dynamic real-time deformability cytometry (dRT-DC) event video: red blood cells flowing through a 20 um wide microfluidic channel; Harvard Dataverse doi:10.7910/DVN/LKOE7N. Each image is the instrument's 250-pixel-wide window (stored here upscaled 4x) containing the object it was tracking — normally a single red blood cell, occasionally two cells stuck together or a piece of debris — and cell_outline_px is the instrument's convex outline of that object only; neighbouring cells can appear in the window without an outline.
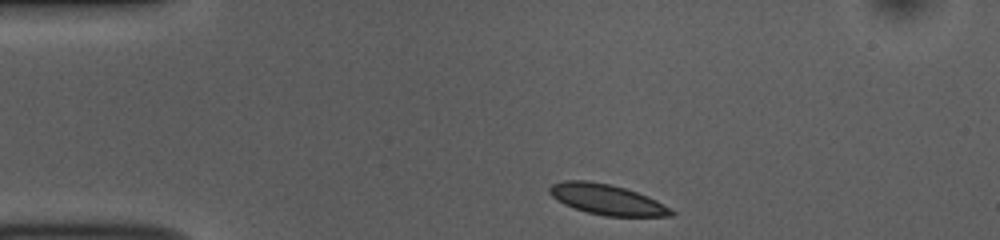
{"species": "common noctule bat (a hibernating species)", "species_latin": "Nyctalus noctula", "temperature_condition": "room temperature", "stored_images_in_passage": 38, "camera_frame_rate_fps": 3000, "um_per_image_px": 0.085, "animal": {"sex": "female", "body_mass_g": 10.0, "forearm_length_mm": 53.1}, "frame": {"image": 1, "passage_image": 1, "time_ms": 0.0, "image_size_px": [1000, 240], "cell_outline_px": [[676, 212], [672, 216], [604, 216], [588, 212], [564, 204], [556, 200], [548, 192], [548, 188], [552, 184], [564, 180], [588, 180], [608, 184], [624, 188], [648, 196], [656, 200]], "centroid_in_image_um": [51.57, 16.95], "position_along_channel_um": 33.4, "area_um2": 21.44}}
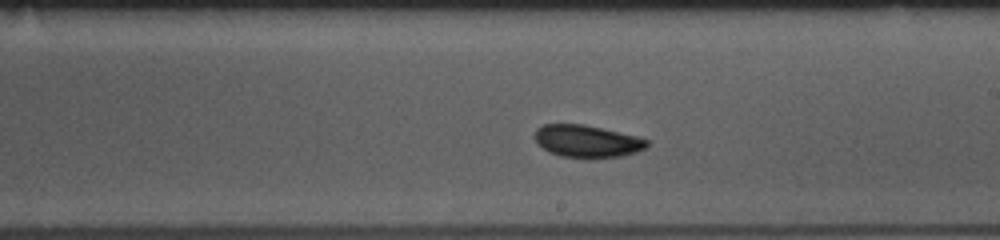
{"frame": {"image": 2, "passage_image": 21, "time_ms": 6.667, "image_size_px": [1000, 240], "cell_outline_px": [[648, 144], [644, 148], [636, 152], [620, 156], [560, 156], [548, 152], [536, 144], [532, 136], [536, 128], [544, 124], [584, 124], [636, 136], [648, 140]], "centroid_in_image_um": [49.8, 11.97], "position_along_channel_um": 239.2, "area_um2": 20.81}}
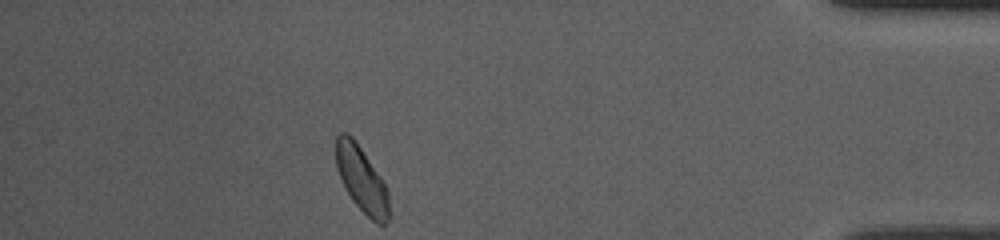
{"frame": {"image": 3, "passage_image": 38, "time_ms": 12.333, "image_size_px": [1000, 240], "cell_outline_px": [[388, 220], [384, 224], [376, 224], [352, 200], [336, 168], [336, 136], [340, 132], [348, 132], [352, 136], [380, 176], [388, 192]], "centroid_in_image_um": [30.72, 15.21], "position_along_channel_um": 404.5, "area_um2": 19.83}, "authors_computed_cell_mechanics": {"area_um2": 20.9814, "velocity_mm_per_s": 3.7221, "shape_relaxation_time_tau1_ms": 1.9102, "shape_relaxation_time_tau2_ms": 1.1733, "deformation_change_tau1": 0.0581, "deformation_change_tau2": 0.043}}